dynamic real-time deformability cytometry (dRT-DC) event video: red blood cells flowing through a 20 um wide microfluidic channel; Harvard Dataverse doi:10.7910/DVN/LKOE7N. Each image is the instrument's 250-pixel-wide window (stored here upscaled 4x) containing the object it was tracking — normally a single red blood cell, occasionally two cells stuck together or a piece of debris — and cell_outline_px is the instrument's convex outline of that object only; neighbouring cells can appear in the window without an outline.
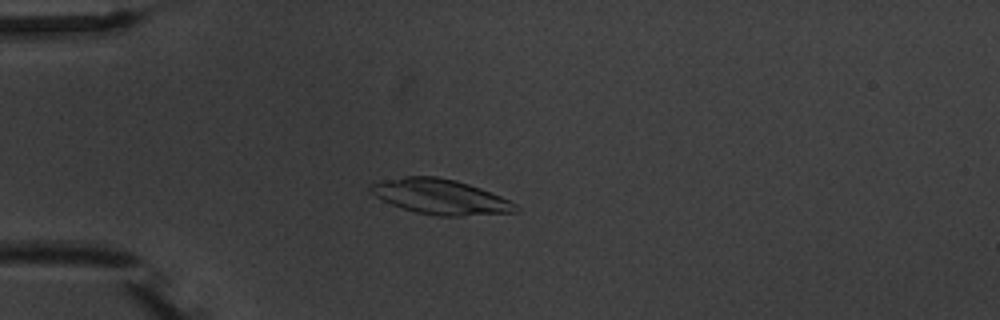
{"species": "common noctule bat (a hibernating species)", "species_latin": "Nyctalus noctula", "temperature_condition": "warm", "stored_images_in_passage": 3, "camera_frame_rate_fps": 3000, "um_per_image_px": 0.085, "animal": {"sex": "male", "body_mass_g": 20.1, "forearm_length_mm": 53.5}, "frame": {"image": 1, "passage_image": 3, "time_ms": 2.333, "image_size_px": [1000, 320], "cell_outline_px": [[520, 212], [460, 216], [440, 216], [416, 212], [392, 204], [376, 196], [368, 188], [372, 184], [384, 180], [404, 176], [436, 176], [456, 180], [480, 188], [500, 196], [516, 204], [520, 208]], "centroid_in_image_um": [37.48, 16.72], "position_along_channel_um": 47.5, "area_um2": 29.36}}